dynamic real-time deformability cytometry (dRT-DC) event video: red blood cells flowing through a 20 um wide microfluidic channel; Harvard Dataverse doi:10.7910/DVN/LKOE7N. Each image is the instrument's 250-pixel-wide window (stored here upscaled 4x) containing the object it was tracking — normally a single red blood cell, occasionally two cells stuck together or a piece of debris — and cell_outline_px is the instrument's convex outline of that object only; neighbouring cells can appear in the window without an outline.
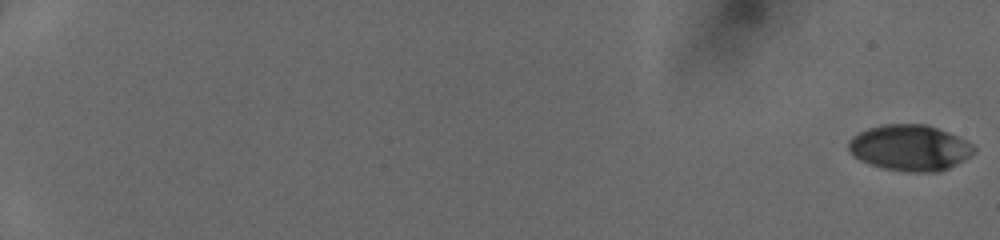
{"species": "human", "species_latin": "Homo sapiens", "temperature_condition": "cold", "stored_images_in_passage": 52, "camera_frame_rate_fps": 3000, "um_per_image_px": 0.085, "donor": {"sex": "female"}, "frame": {"image": 1, "passage_image": 1, "time_ms": 0.0, "image_size_px": [1000, 240], "cell_outline_px": [[976, 152], [972, 156], [940, 172], [908, 172], [884, 168], [868, 164], [852, 156], [848, 148], [848, 140], [852, 136], [868, 128], [884, 124], [924, 124], [948, 132], [972, 144], [976, 148]], "centroid_in_image_um": [77.32, 12.57], "position_along_channel_um": 7.7, "area_um2": 33.7}}
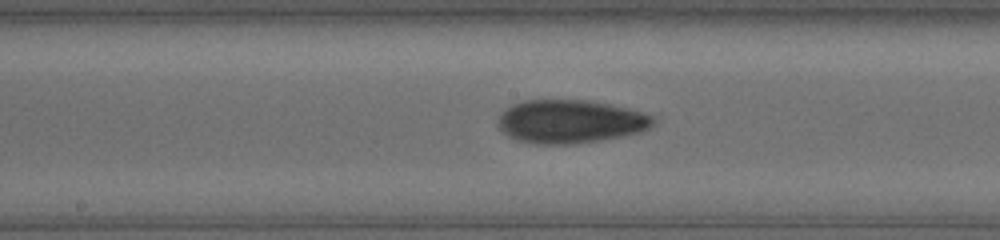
{"frame": {"image": 2, "passage_image": 31, "time_ms": 10.0, "image_size_px": [1000, 240], "cell_outline_px": [[656, 124], [640, 132], [600, 140], [576, 144], [536, 144], [520, 140], [508, 136], [500, 128], [500, 116], [512, 104], [524, 100], [592, 100], [612, 104], [628, 108], [652, 116], [656, 120]], "centroid_in_image_um": [48.52, 10.32], "position_along_channel_um": 199.7, "area_um2": 39.02}}
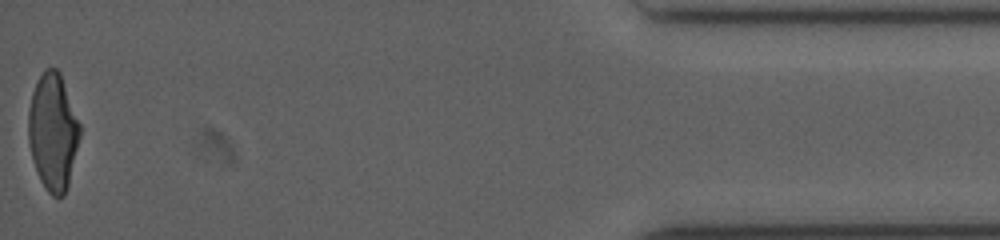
{"frame": {"image": 3, "passage_image": 52, "time_ms": 17.0, "image_size_px": [1000, 240], "cell_outline_px": [[80, 136], [68, 184], [64, 196], [52, 196], [44, 188], [40, 180], [32, 156], [28, 140], [28, 112], [32, 92], [44, 68], [56, 68], [60, 72], [80, 124]], "centroid_in_image_um": [4.49, 11.19], "position_along_channel_um": 430.7, "area_um2": 34.8}}